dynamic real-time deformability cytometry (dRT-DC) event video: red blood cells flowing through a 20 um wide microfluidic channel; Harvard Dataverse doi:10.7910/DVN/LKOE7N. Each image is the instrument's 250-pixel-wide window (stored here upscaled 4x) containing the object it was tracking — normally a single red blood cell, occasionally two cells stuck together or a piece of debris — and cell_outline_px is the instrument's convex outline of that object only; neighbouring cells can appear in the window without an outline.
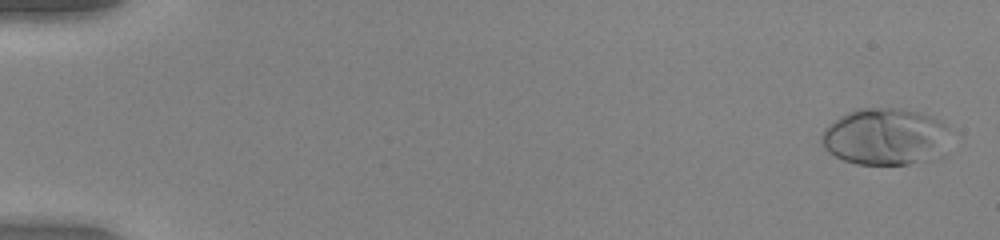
{"species": "human", "species_latin": "Homo sapiens", "temperature_condition": "warm", "stored_images_in_passage": 52, "camera_frame_rate_fps": 3000, "um_per_image_px": 0.085, "donor": {"sex": "female"}, "frame": {"image": 1, "passage_image": 2, "time_ms": 0.333, "image_size_px": [1000, 240], "cell_outline_px": [[948, 128], [944, 156], [908, 164], [856, 164], [844, 160], [828, 152], [824, 148], [820, 140], [824, 128], [828, 124], [840, 116], [848, 112], [860, 108], [900, 108], [916, 112], [940, 120]], "centroid_in_image_um": [75.23, 11.63], "position_along_channel_um": 9.8, "area_um2": 42.66}}
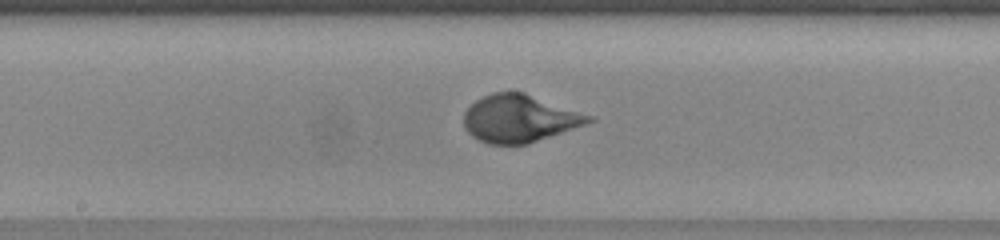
{"frame": {"image": 2, "passage_image": 29, "time_ms": 9.333, "image_size_px": [1000, 240], "cell_outline_px": [[596, 120], [528, 144], [488, 144], [472, 136], [464, 128], [464, 112], [476, 100], [492, 92], [524, 92], [596, 116]], "centroid_in_image_um": [44.18, 10.07], "position_along_channel_um": 204.0, "area_um2": 34.62}}
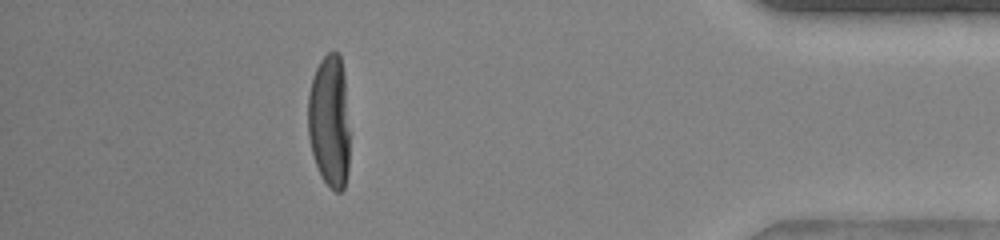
{"frame": {"image": 3, "passage_image": 47, "time_ms": 15.333, "image_size_px": [1000, 240], "cell_outline_px": [[348, 172], [344, 188], [340, 192], [336, 192], [324, 180], [316, 164], [312, 152], [308, 136], [308, 96], [312, 76], [320, 60], [328, 52], [336, 52], [340, 56], [344, 76], [348, 132]], "centroid_in_image_um": [27.98, 10.29], "position_along_channel_um": 407.2, "area_um2": 31.91}, "authors_computed_cell_mechanics": {"area_um2": 35.7782, "velocity_mm_per_s": 4.0548, "shape_relaxation_time_tau1_ms": 3.3637, "shape_relaxation_time_tau2_ms": null, "deformation_change_tau1": 0.2309, "deformation_change_tau2": null}}